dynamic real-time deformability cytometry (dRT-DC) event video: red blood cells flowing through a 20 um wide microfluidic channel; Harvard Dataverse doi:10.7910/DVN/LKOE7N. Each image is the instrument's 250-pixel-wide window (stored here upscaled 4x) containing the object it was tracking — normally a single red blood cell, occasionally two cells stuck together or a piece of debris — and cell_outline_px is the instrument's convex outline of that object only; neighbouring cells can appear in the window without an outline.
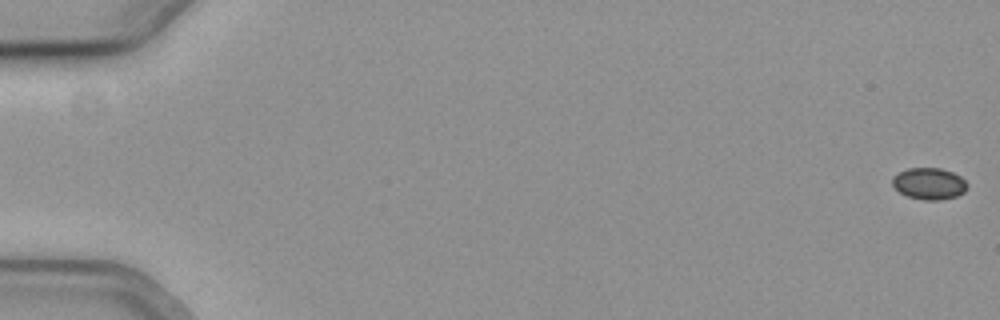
{"species": "common noctule bat (a hibernating species)", "species_latin": "Nyctalus noctula", "temperature_condition": "cold", "stored_images_in_passage": 16, "camera_frame_rate_fps": 3000, "um_per_image_px": 0.085, "animal": {"sex": "female", "body_mass_g": 19.3, "forearm_length_mm": 54.1}, "frame": {"image": 1, "passage_image": 1, "time_ms": 0.0, "image_size_px": [1000, 320], "cell_outline_px": [[968, 188], [964, 192], [956, 196], [940, 200], [924, 200], [908, 196], [900, 192], [892, 184], [892, 176], [908, 168], [940, 168], [952, 172], [960, 176], [968, 184]], "centroid_in_image_um": [78.99, 15.6], "position_along_channel_um": 6.0, "area_um2": 13.76}}